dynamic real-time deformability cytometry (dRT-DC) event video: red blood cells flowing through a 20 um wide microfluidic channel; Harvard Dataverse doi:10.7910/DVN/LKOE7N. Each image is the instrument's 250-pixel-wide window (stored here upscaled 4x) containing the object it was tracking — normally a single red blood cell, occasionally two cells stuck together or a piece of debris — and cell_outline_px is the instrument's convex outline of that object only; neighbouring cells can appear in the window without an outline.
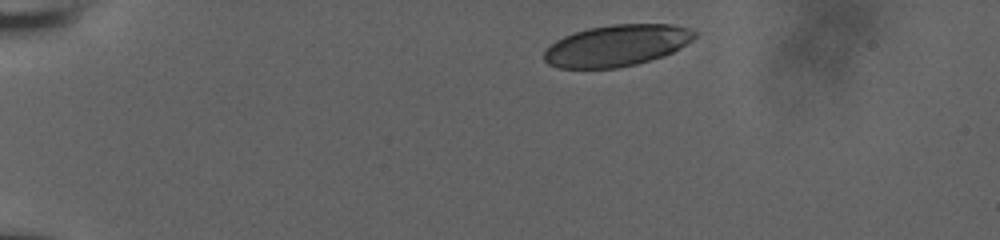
{"species": "human", "species_latin": "Homo sapiens", "temperature_condition": "room temperature", "stored_images_in_passage": 3, "camera_frame_rate_fps": 3000, "um_per_image_px": 0.085, "donor": {"sex": "male"}, "frame": {"image": 1, "passage_image": 1, "time_ms": 0.0, "image_size_px": [1000, 240], "cell_outline_px": [[700, 32], [692, 40], [680, 48], [672, 52], [636, 64], [616, 68], [556, 68], [548, 64], [544, 60], [544, 52], [556, 40], [564, 36], [588, 28], [612, 24], [668, 24], [688, 28]], "centroid_in_image_um": [52.42, 3.86], "position_along_channel_um": 32.6, "area_um2": 36.18}}